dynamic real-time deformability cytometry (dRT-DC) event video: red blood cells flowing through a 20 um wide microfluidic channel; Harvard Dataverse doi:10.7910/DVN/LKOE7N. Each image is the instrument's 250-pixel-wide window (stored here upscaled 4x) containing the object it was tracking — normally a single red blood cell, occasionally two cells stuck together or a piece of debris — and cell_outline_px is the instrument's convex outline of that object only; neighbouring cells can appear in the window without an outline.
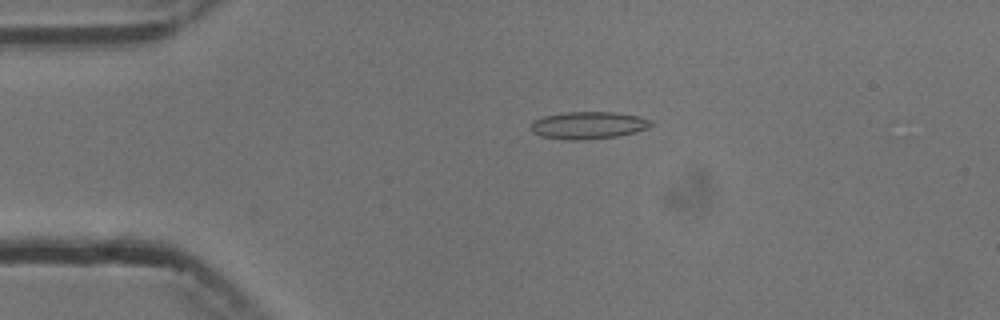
{"species": "common noctule bat (a hibernating species)", "species_latin": "Nyctalus noctula", "temperature_condition": "cold", "stored_images_in_passage": 4, "camera_frame_rate_fps": 3000, "um_per_image_px": 0.085, "animal": {"sex": "male", "body_mass_g": 13.3}, "frame": {"image": 1, "passage_image": 3, "time_ms": 2.333, "image_size_px": [1000, 320], "cell_outline_px": [[652, 124], [648, 128], [636, 132], [616, 136], [584, 140], [564, 140], [540, 136], [532, 132], [532, 120], [544, 116], [564, 112], [616, 112], [636, 116], [652, 120]], "centroid_in_image_um": [49.98, 10.65], "position_along_channel_um": 35.0, "area_um2": 19.19}}